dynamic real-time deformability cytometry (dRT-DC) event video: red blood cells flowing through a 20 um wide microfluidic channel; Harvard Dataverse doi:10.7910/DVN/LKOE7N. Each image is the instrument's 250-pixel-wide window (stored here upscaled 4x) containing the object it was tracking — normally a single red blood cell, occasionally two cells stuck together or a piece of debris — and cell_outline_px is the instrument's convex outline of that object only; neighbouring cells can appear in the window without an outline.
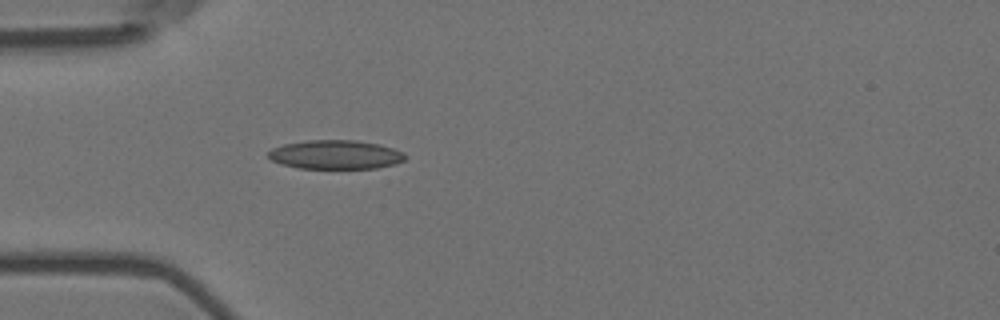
{"species": "Egyptian fruit bat (a non-hibernating species)", "species_latin": "Rousettus aegyptiacus", "temperature_condition": "room temperature", "stored_images_in_passage": 1, "camera_frame_rate_fps": 3000, "um_per_image_px": 0.085, "animal": {"sex": "female"}, "frame": {"image": 1, "passage_image": 1, "time_ms": 0.0, "image_size_px": [1000, 320], "cell_outline_px": [[408, 156], [404, 160], [396, 164], [376, 168], [300, 168], [280, 164], [272, 160], [268, 156], [268, 152], [272, 148], [284, 144], [308, 140], [356, 140], [376, 144], [392, 148], [404, 152]], "centroid_in_image_um": [28.53, 13.14], "position_along_channel_um": 56.5, "area_um2": 23.06}}